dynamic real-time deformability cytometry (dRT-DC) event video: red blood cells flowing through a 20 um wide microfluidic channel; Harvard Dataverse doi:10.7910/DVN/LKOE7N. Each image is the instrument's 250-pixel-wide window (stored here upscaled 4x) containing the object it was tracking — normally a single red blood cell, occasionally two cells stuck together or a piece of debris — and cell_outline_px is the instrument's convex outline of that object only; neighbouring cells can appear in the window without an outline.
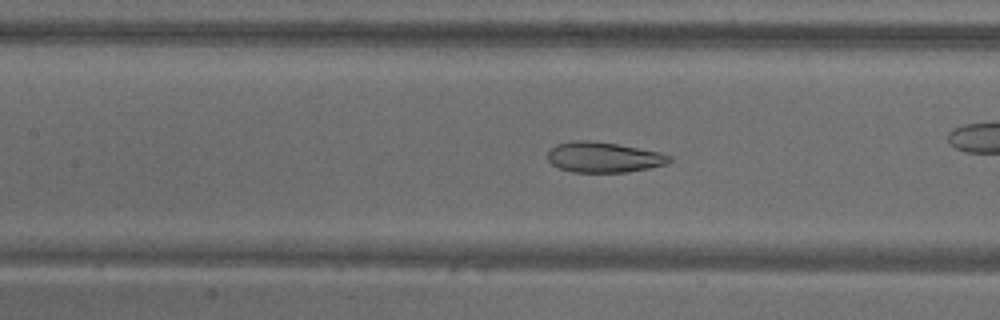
{"species": "common noctule bat (a hibernating species)", "species_latin": "Nyctalus noctula", "temperature_condition": "warm", "stored_images_in_passage": 53, "camera_frame_rate_fps": 3000, "um_per_image_px": 0.085, "animal": {"sex": "male", "body_mass_g": 18.8}, "frame": {"image": 1, "passage_image": 23, "time_ms": 7.333, "image_size_px": [1000, 320], "cell_outline_px": [[672, 160], [668, 164], [628, 172], [572, 172], [560, 168], [552, 164], [548, 160], [548, 152], [556, 144], [576, 140], [588, 140], [616, 144], [660, 152], [672, 156]], "centroid_in_image_um": [51.33, 13.37], "position_along_channel_um": 156.1, "area_um2": 21.5}, "authors_computed_cell_mechanics": {"area_um2": 27.8018, "velocity_mm_per_s": 3.8145, "shape_relaxation_time_tau1_ms": null, "shape_relaxation_time_tau2_ms": 1.1435, "deformation_change_tau1": null, "deformation_change_tau2": 0.0755}}